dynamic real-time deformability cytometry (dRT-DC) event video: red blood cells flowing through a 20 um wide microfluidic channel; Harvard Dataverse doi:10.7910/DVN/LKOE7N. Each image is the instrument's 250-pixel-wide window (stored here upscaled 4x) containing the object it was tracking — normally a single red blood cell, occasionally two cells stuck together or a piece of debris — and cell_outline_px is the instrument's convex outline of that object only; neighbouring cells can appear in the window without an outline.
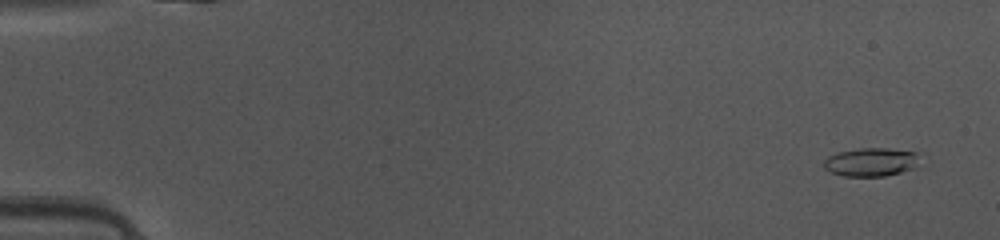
{"species": "common noctule bat (a hibernating species)", "species_latin": "Nyctalus noctula", "temperature_condition": "warm", "stored_images_in_passage": 49, "camera_frame_rate_fps": 3000, "um_per_image_px": 0.085, "animal": {"sex": "female", "body_mass_g": 10.0, "forearm_length_mm": 53.1}, "frame": {"image": 1, "passage_image": 3, "time_ms": 0.667, "image_size_px": [1000, 240], "cell_outline_px": [[916, 164], [912, 168], [900, 172], [884, 176], [844, 176], [828, 172], [824, 168], [824, 160], [828, 156], [836, 152], [860, 148], [888, 148], [916, 152]], "centroid_in_image_um": [73.94, 13.77], "position_along_channel_um": 11.1, "area_um2": 15.78}}
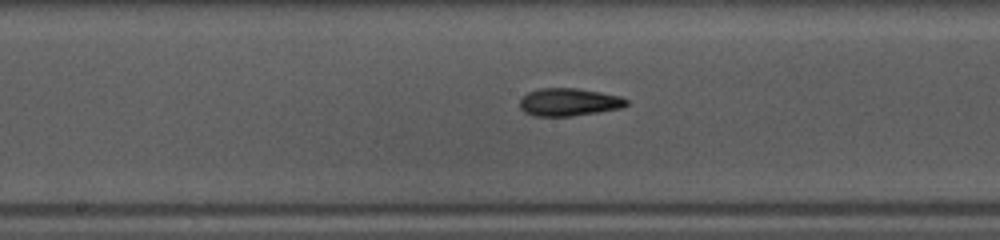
{"frame": {"image": 2, "passage_image": 26, "time_ms": 8.333, "image_size_px": [1000, 240], "cell_outline_px": [[628, 104], [624, 108], [572, 116], [532, 116], [524, 112], [520, 108], [520, 100], [528, 92], [540, 88], [580, 88], [620, 96], [628, 100]], "centroid_in_image_um": [48.37, 8.68], "position_along_channel_um": 199.8, "area_um2": 17.4}}
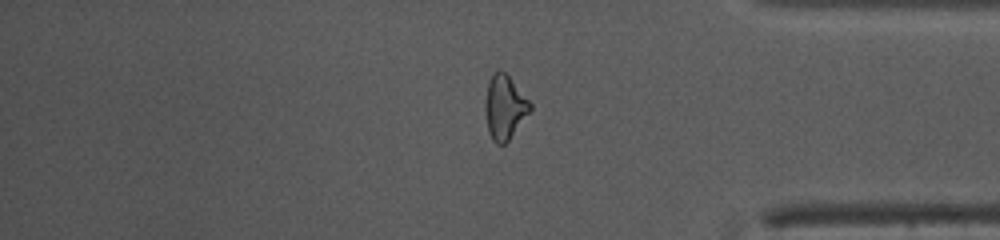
{"frame": {"image": 3, "passage_image": 41, "time_ms": 13.333, "image_size_px": [1000, 240], "cell_outline_px": [[532, 108], [508, 140], [504, 144], [496, 144], [492, 140], [488, 132], [484, 108], [484, 104], [488, 84], [492, 72], [504, 72], [508, 76], [532, 104]], "centroid_in_image_um": [42.86, 9.14], "position_along_channel_um": 392.3, "area_um2": 16.47}, "authors_computed_cell_mechanics": {"area_um2": 16.8198, "velocity_mm_per_s": 4.1575, "shape_relaxation_time_tau1_ms": 5.8392, "shape_relaxation_time_tau2_ms": 2.838, "deformation_change_tau1": 0.1794, "deformation_change_tau2": 0.1092}}